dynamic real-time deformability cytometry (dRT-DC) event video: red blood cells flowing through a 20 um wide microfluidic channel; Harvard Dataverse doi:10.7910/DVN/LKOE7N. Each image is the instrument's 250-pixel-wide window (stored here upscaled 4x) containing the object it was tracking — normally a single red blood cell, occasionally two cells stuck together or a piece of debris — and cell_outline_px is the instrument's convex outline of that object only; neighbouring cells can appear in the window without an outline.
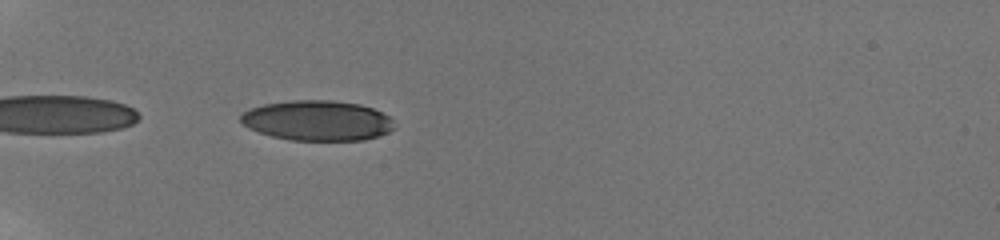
{"species": "human", "species_latin": "Homo sapiens", "temperature_condition": "room temperature", "stored_images_in_passage": 14, "camera_frame_rate_fps": 3000, "um_per_image_px": 0.085, "donor": {"sex": "male"}, "frame": {"image": 1, "passage_image": 1, "time_ms": 0.0, "image_size_px": [1000, 240], "cell_outline_px": [[396, 128], [380, 136], [364, 140], [292, 140], [272, 136], [248, 128], [240, 120], [240, 116], [244, 112], [252, 108], [264, 104], [292, 100], [332, 100], [360, 104], [372, 108], [388, 116], [392, 120]], "centroid_in_image_um": [27.0, 10.25], "position_along_channel_um": 58.0, "area_um2": 35.89}}
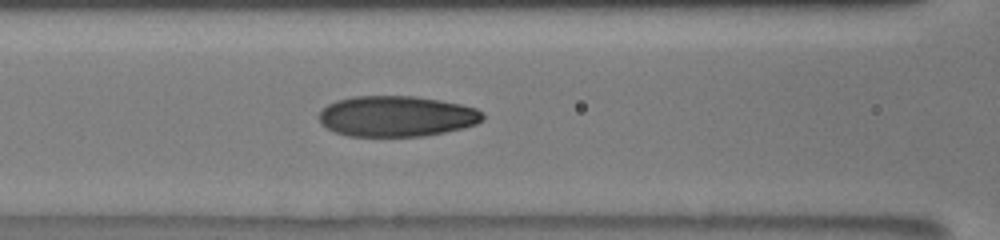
{"frame": {"image": 2, "passage_image": 7, "time_ms": 2.667, "image_size_px": [1000, 240], "cell_outline_px": [[484, 120], [476, 124], [464, 128], [424, 136], [348, 136], [336, 132], [328, 128], [320, 120], [320, 112], [328, 104], [336, 100], [352, 96], [416, 96], [440, 100], [460, 104], [476, 108], [484, 116]], "centroid_in_image_um": [33.73, 9.88], "position_along_channel_um": 132.9, "area_um2": 38.78}}
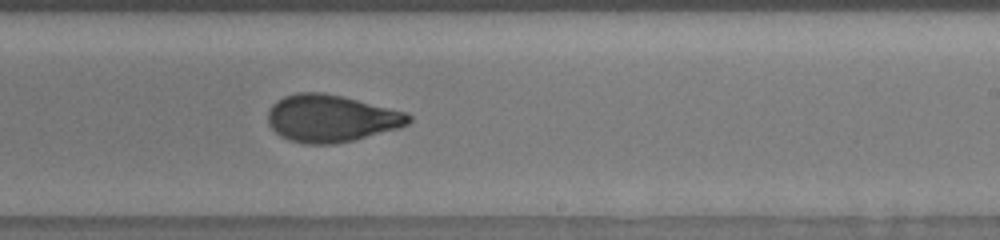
{"frame": {"image": 3, "passage_image": 14, "time_ms": 6.0, "image_size_px": [1000, 240], "cell_outline_px": [[412, 120], [408, 124], [400, 128], [336, 144], [304, 144], [288, 140], [280, 136], [268, 124], [268, 112], [272, 104], [276, 100], [284, 96], [296, 92], [320, 92], [340, 96], [408, 112], [412, 116]], "centroid_in_image_um": [28.14, 10.07], "position_along_channel_um": 260.9, "area_um2": 38.84}}